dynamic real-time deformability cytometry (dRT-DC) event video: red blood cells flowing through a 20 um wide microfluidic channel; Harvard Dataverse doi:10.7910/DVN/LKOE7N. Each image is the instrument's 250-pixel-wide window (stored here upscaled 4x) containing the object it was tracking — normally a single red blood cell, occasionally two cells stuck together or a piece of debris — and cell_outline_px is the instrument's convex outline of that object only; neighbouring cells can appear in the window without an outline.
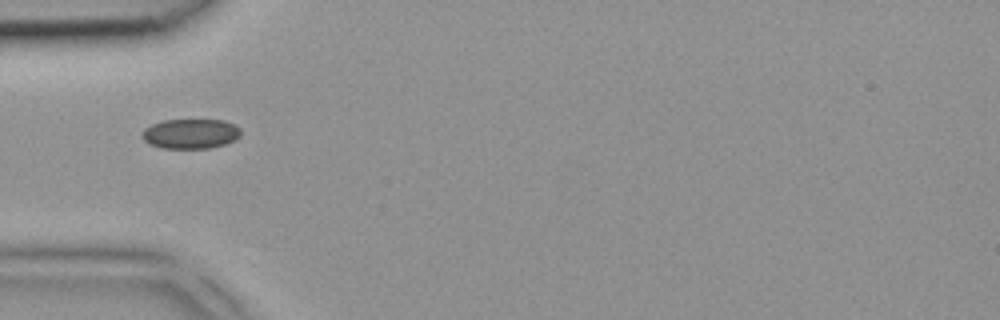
{"species": "common noctule bat (a hibernating species)", "species_latin": "Nyctalus noctula", "temperature_condition": "room temperature", "stored_images_in_passage": 2, "camera_frame_rate_fps": 3000, "um_per_image_px": 0.085, "animal": {"sex": "female", "body_mass_g": 18.4}, "frame": {"image": 1, "passage_image": 1, "time_ms": 0.0, "image_size_px": [1000, 320], "cell_outline_px": [[240, 136], [236, 140], [224, 144], [208, 148], [164, 148], [148, 144], [140, 136], [144, 128], [152, 124], [164, 120], [224, 120], [240, 128]], "centroid_in_image_um": [16.17, 11.37], "position_along_channel_um": 68.8, "area_um2": 17.17}}